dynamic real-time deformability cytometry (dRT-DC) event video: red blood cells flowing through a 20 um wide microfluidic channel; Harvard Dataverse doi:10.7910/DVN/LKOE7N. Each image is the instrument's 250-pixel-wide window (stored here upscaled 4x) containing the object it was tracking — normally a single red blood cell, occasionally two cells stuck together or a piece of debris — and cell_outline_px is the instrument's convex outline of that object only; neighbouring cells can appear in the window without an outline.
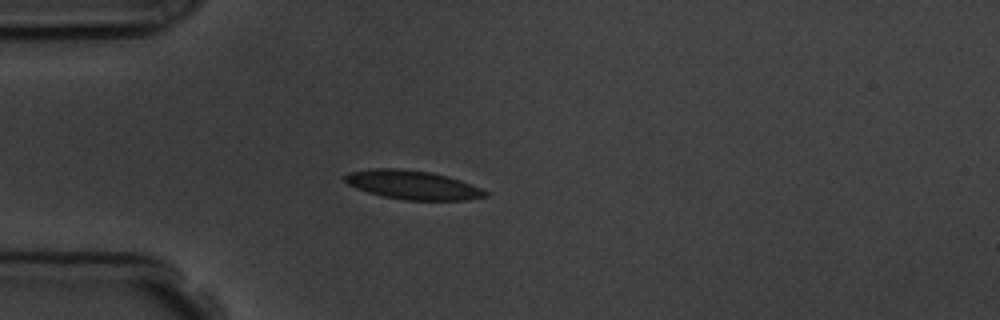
{"species": "common noctule bat (a hibernating species)", "species_latin": "Nyctalus noctula", "temperature_condition": "room temperature", "stored_images_in_passage": 2, "camera_frame_rate_fps": 3000, "um_per_image_px": 0.085, "animal": {"sex": "male", "body_mass_g": 19.5, "forearm_length_mm": 54.6}, "frame": {"image": 1, "passage_image": 2, "time_ms": 1.0, "image_size_px": [1000, 320], "cell_outline_px": [[488, 196], [468, 200], [404, 200], [384, 196], [368, 192], [356, 188], [348, 184], [344, 180], [344, 176], [348, 172], [372, 168], [400, 168], [432, 172], [448, 176], [460, 180], [480, 188], [488, 192]], "centroid_in_image_um": [35.07, 15.71], "position_along_channel_um": 49.9, "area_um2": 23.7}}